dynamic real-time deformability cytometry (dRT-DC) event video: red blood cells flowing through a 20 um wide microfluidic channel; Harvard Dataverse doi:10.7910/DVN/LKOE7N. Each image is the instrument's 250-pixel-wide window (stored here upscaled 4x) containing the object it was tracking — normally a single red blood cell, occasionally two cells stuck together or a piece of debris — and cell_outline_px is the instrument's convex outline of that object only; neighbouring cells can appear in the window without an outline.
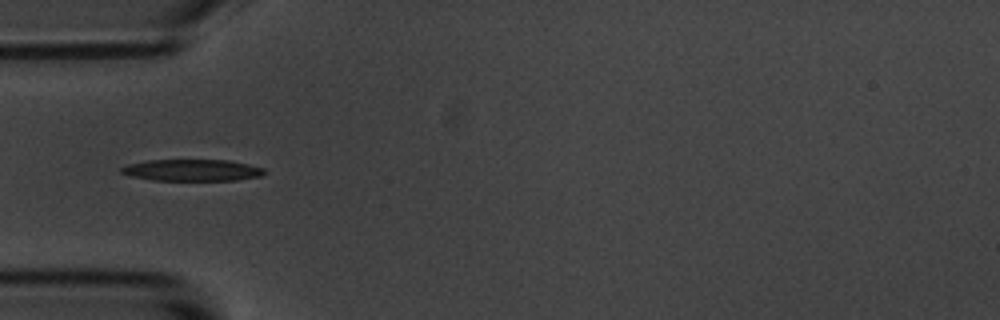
{"species": "common noctule bat (a hibernating species)", "species_latin": "Nyctalus noctula", "temperature_condition": "room temperature", "stored_images_in_passage": 6, "camera_frame_rate_fps": 3000, "um_per_image_px": 0.085, "animal": {"sex": "male", "body_mass_g": 20.1, "forearm_length_mm": 53.5}, "frame": {"image": 1, "passage_image": 1, "time_ms": 0.0, "image_size_px": [1000, 320], "cell_outline_px": [[268, 172], [260, 176], [236, 180], [152, 180], [132, 176], [120, 172], [120, 168], [128, 164], [148, 160], [228, 160], [248, 164], [264, 168]], "centroid_in_image_um": [16.35, 14.46], "position_along_channel_um": 68.6, "area_um2": 17.98}}
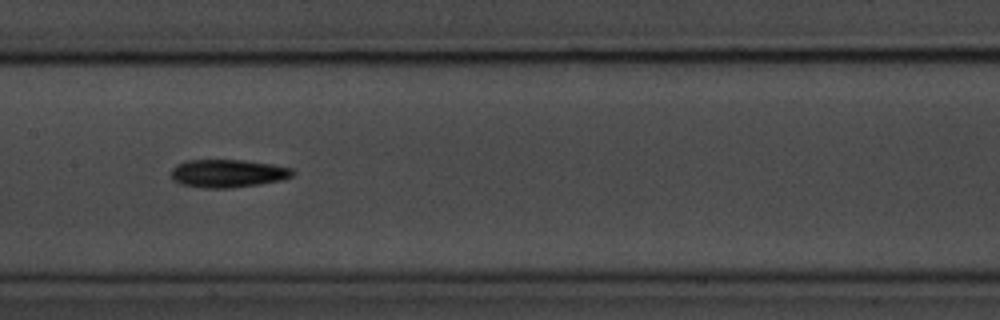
{"frame": {"image": 2, "passage_image": 4, "time_ms": 3.333, "image_size_px": [1000, 320], "cell_outline_px": [[296, 172], [292, 176], [280, 180], [260, 184], [232, 188], [204, 188], [180, 184], [172, 180], [172, 168], [176, 164], [188, 160], [240, 160], [272, 164], [292, 168]], "centroid_in_image_um": [19.35, 14.74], "position_along_channel_um": 188.0, "area_um2": 19.88}}
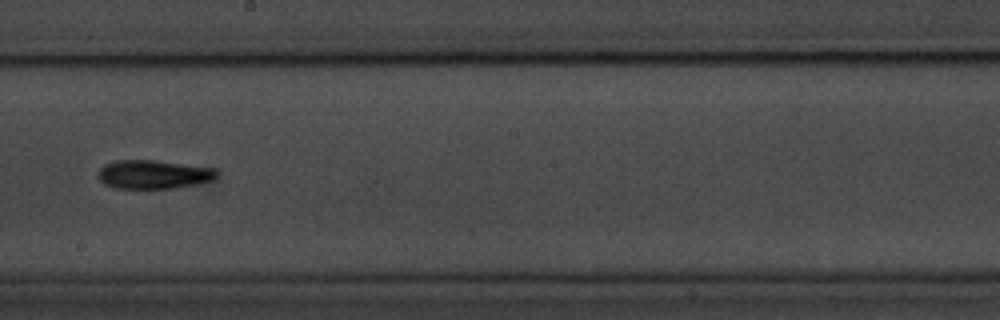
{"frame": {"image": 3, "passage_image": 5, "time_ms": 4.667, "image_size_px": [1000, 320], "cell_outline_px": [[216, 176], [212, 180], [196, 184], [176, 188], [116, 188], [104, 184], [96, 176], [100, 168], [104, 164], [116, 160], [152, 160], [184, 164], [212, 168], [216, 172]], "centroid_in_image_um": [12.98, 14.82], "position_along_channel_um": 235.2, "area_um2": 19.71}}